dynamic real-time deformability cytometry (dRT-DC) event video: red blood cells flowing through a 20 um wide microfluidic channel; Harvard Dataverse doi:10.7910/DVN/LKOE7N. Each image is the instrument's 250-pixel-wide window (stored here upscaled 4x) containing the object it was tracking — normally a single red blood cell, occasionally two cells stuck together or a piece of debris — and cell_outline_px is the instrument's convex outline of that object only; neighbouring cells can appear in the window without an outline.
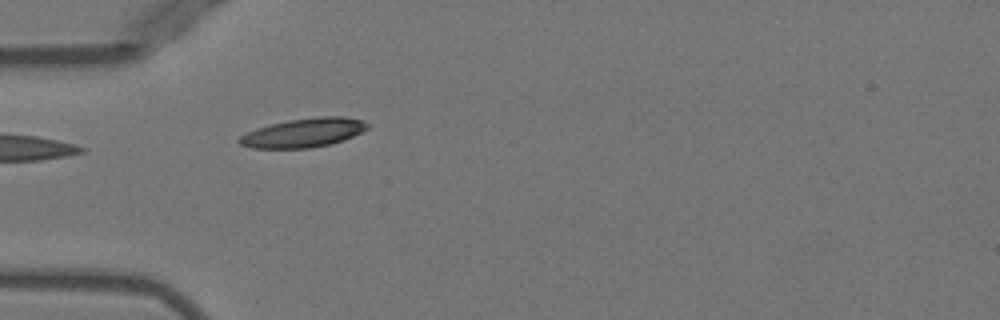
{"species": "Egyptian fruit bat (a non-hibernating species)", "species_latin": "Rousettus aegyptiacus", "temperature_condition": "warm", "stored_images_in_passage": 23, "camera_frame_rate_fps": 3000, "um_per_image_px": 0.085, "animal": {"sex": "female"}, "frame": {"image": 1, "passage_image": 2, "time_ms": 0.333, "image_size_px": [1000, 320], "cell_outline_px": [[368, 128], [344, 140], [328, 144], [308, 148], [252, 148], [240, 144], [236, 140], [240, 136], [256, 128], [268, 124], [288, 120], [324, 116], [344, 116], [360, 120], [368, 124]], "centroid_in_image_um": [25.76, 11.28], "position_along_channel_um": 59.2, "area_um2": 21.44}}
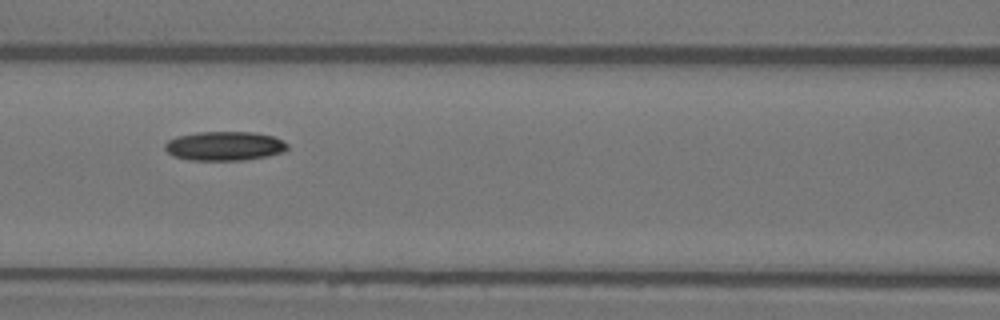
{"frame": {"image": 2, "passage_image": 9, "time_ms": 2.667, "image_size_px": [1000, 320], "cell_outline_px": [[288, 148], [284, 152], [268, 156], [244, 160], [188, 160], [172, 156], [164, 148], [164, 144], [168, 140], [176, 136], [196, 132], [252, 132], [272, 136], [284, 140], [288, 144]], "centroid_in_image_um": [19.07, 12.41], "position_along_channel_um": 147.5, "area_um2": 21.04}}
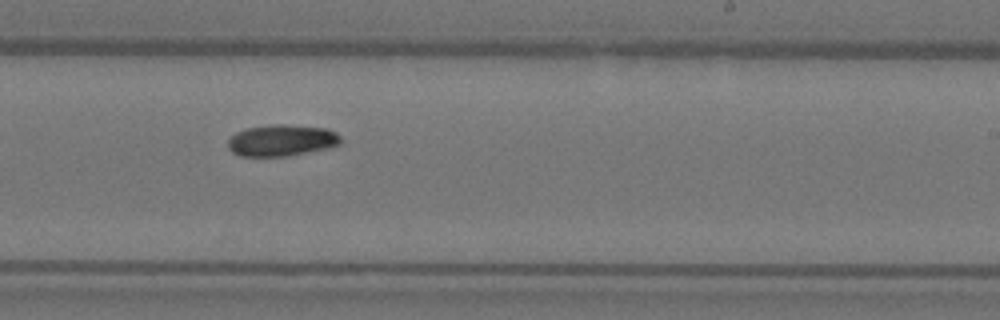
{"frame": {"image": 3, "passage_image": 18, "time_ms": 5.667, "image_size_px": [1000, 320], "cell_outline_px": [[340, 144], [328, 148], [288, 156], [240, 156], [232, 152], [228, 148], [228, 140], [236, 132], [248, 128], [276, 124], [284, 124], [328, 128], [336, 132], [340, 136]], "centroid_in_image_um": [23.95, 11.93], "position_along_channel_um": 265.0, "area_um2": 20.69}}